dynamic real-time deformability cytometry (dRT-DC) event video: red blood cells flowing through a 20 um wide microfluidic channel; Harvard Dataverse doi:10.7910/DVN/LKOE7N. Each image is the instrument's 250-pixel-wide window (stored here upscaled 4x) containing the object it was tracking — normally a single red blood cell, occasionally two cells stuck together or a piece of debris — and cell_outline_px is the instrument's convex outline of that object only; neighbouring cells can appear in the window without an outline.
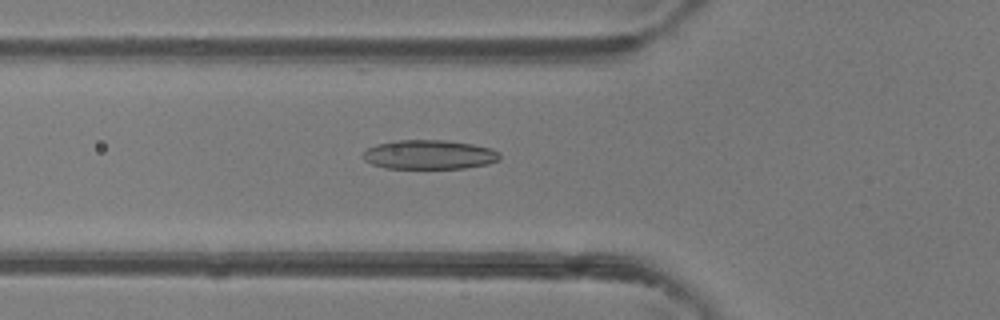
{"species": "common noctule bat (a hibernating species)", "species_latin": "Nyctalus noctula", "temperature_condition": "room temperature", "stored_images_in_passage": 47, "camera_frame_rate_fps": 3000, "um_per_image_px": 0.085, "animal": {"sex": "female"}, "frame": {"image": 1, "passage_image": 17, "time_ms": 5.333, "image_size_px": [1000, 320], "cell_outline_px": [[500, 160], [488, 164], [464, 168], [384, 168], [372, 164], [364, 160], [360, 156], [368, 148], [376, 144], [392, 140], [444, 140], [472, 144], [492, 148], [500, 152]], "centroid_in_image_um": [36.48, 13.14], "position_along_channel_um": 89.3, "area_um2": 23.52}}
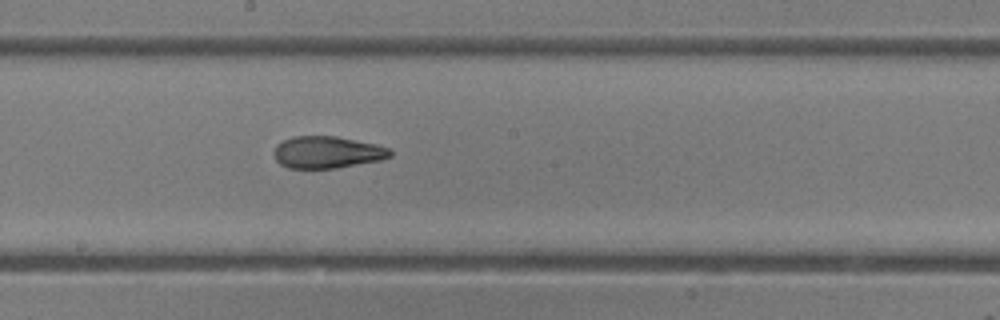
{"frame": {"image": 2, "passage_image": 26, "time_ms": 8.333, "image_size_px": [1000, 320], "cell_outline_px": [[392, 156], [380, 160], [336, 168], [288, 168], [280, 164], [276, 160], [272, 152], [276, 144], [292, 136], [336, 136], [376, 144], [388, 148], [392, 152]], "centroid_in_image_um": [27.78, 12.94], "position_along_channel_um": 220.4, "area_um2": 21.73}}
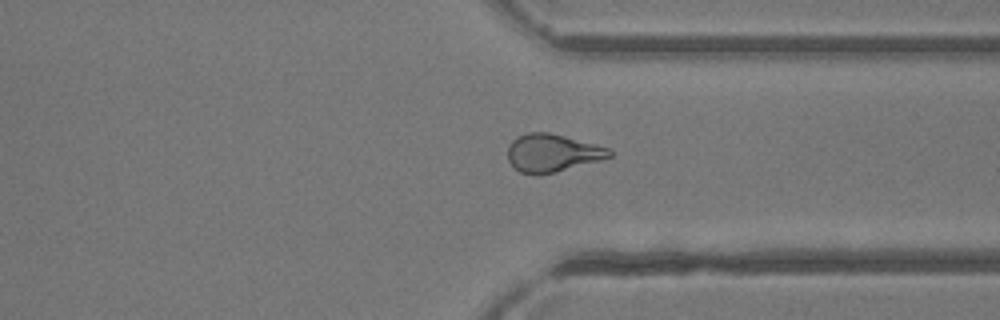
{"frame": {"image": 3, "passage_image": 36, "time_ms": 11.667, "image_size_px": [1000, 320], "cell_outline_px": [[612, 156], [600, 160], [556, 172], [520, 172], [508, 160], [508, 148], [512, 140], [516, 136], [528, 132], [548, 132], [564, 136], [608, 148], [612, 152]], "centroid_in_image_um": [46.94, 12.97], "position_along_channel_um": 364.5, "area_um2": 21.79}, "authors_computed_cell_mechanics": {"area_um2": 22.7154, "velocity_mm_per_s": 4.3345, "shape_relaxation_time_tau1_ms": 8.7052, "shape_relaxation_time_tau2_ms": 2.402, "deformation_change_tau1": 0.2342, "deformation_change_tau2": 0.103}}